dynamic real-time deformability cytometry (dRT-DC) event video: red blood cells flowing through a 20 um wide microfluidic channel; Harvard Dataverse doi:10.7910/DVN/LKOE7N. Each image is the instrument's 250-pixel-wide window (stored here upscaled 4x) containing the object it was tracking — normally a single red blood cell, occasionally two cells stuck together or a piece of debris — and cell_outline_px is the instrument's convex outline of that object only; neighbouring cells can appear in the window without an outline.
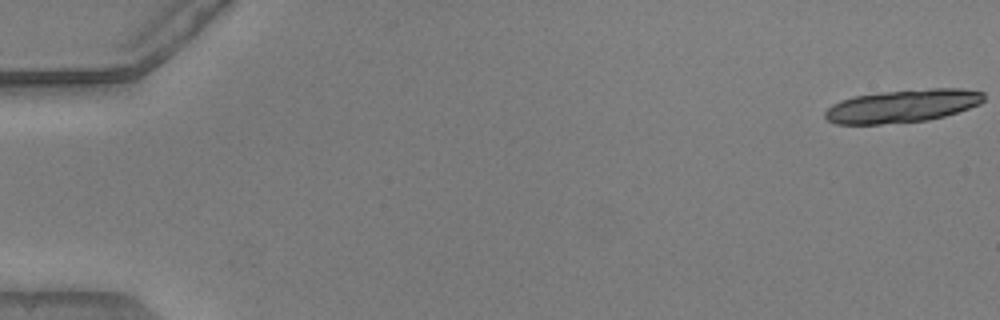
{"species": "common noctule bat (a hibernating species)", "species_latin": "Nyctalus noctula", "temperature_condition": "warm", "stored_images_in_passage": 20, "camera_frame_rate_fps": 3000, "um_per_image_px": 0.085, "animal": {"sex": "male", "body_mass_g": 20.5, "forearm_length_mm": 52.5}, "frame": {"image": 1, "passage_image": 1, "time_ms": 0.0, "image_size_px": [1000, 320], "cell_outline_px": [[984, 100], [980, 104], [944, 116], [928, 120], [880, 124], [836, 124], [828, 120], [824, 116], [824, 112], [832, 104], [840, 100], [852, 96], [884, 92], [928, 88], [960, 88], [984, 92]], "centroid_in_image_um": [76.7, 9.0], "position_along_channel_um": 8.3, "area_um2": 30.46}}